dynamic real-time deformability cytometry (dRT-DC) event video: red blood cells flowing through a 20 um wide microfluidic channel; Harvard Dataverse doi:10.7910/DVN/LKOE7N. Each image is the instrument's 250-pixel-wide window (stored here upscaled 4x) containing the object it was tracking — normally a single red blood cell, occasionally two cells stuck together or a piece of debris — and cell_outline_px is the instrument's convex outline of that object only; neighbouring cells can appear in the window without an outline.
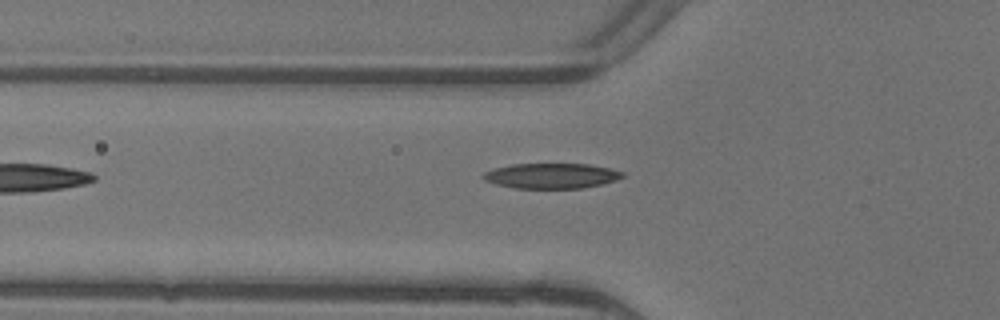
{"species": "common noctule bat (a hibernating species)", "species_latin": "Nyctalus noctula", "temperature_condition": "warm", "stored_images_in_passage": 5, "camera_frame_rate_fps": 3000, "um_per_image_px": 0.085, "animal": {"sex": "female"}, "frame": {"image": 1, "passage_image": 5, "time_ms": 1.333, "image_size_px": [1000, 320], "cell_outline_px": [[624, 176], [616, 180], [600, 184], [580, 188], [516, 188], [496, 184], [484, 180], [480, 176], [484, 172], [492, 168], [512, 164], [588, 164], [608, 168], [624, 172]], "centroid_in_image_um": [46.82, 14.94], "position_along_channel_um": 79.0, "area_um2": 20.4}}